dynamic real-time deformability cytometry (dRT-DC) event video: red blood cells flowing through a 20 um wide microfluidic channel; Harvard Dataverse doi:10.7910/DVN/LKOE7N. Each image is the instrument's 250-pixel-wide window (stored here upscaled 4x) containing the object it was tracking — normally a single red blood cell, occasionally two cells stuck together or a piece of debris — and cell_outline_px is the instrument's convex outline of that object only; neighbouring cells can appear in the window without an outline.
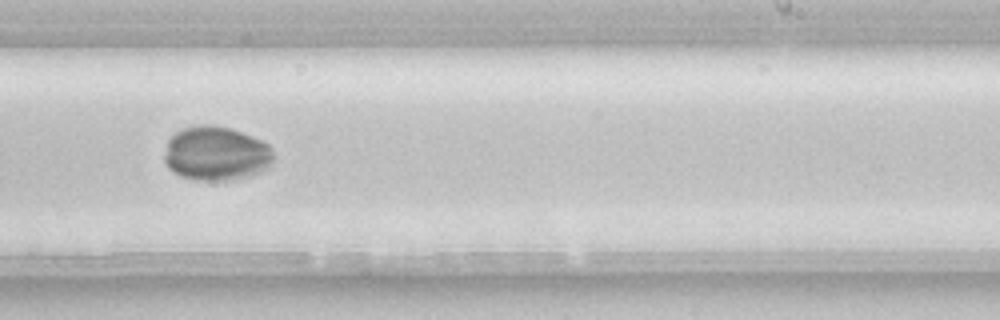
{"species": "common noctule bat (a hibernating species)", "species_latin": "Nyctalus noctula", "temperature_condition": "room temperature", "stored_images_in_passage": 36, "camera_frame_rate_fps": 3000, "um_per_image_px": 0.085, "animal": {"sex": "female", "body_mass_g": 22.7, "forearm_length_mm": 54.2}, "frame": {"image": 1, "passage_image": 19, "time_ms": 6.0, "image_size_px": [1000, 320], "cell_outline_px": [[276, 156], [268, 168], [252, 176], [232, 180], [192, 180], [180, 176], [172, 172], [168, 168], [164, 160], [164, 156], [168, 140], [176, 132], [184, 128], [196, 124], [208, 124], [228, 128], [252, 136], [268, 144], [272, 148]], "centroid_in_image_um": [18.38, 13.07], "position_along_channel_um": 270.6, "area_um2": 34.91}}